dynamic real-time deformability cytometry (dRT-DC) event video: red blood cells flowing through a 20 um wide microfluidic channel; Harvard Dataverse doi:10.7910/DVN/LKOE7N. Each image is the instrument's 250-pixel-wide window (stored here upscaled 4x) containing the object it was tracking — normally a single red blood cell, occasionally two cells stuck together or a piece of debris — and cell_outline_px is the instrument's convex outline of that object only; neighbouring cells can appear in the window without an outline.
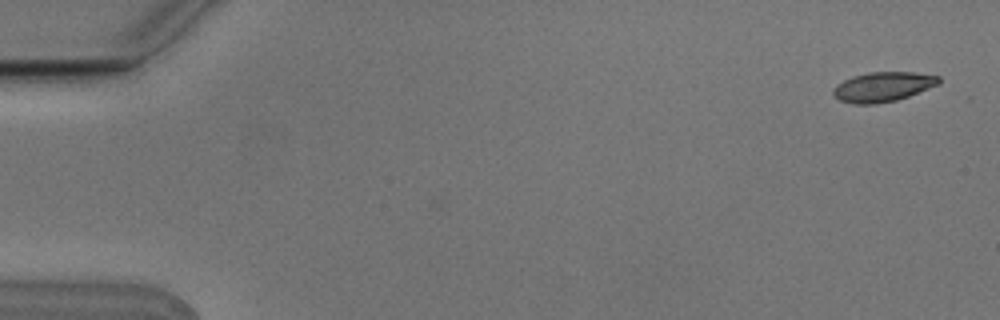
{"species": "Egyptian fruit bat (a non-hibernating species)", "species_latin": "Rousettus aegyptiacus", "temperature_condition": "cold", "stored_images_in_passage": 7, "camera_frame_rate_fps": 3000, "um_per_image_px": 0.085, "animal": {"sex": "male"}, "frame": {"image": 1, "passage_image": 1, "time_ms": 0.0, "image_size_px": [1000, 320], "cell_outline_px": [[940, 84], [908, 96], [896, 100], [876, 104], [856, 104], [840, 100], [832, 96], [832, 88], [836, 84], [852, 76], [868, 72], [912, 72], [940, 76]], "centroid_in_image_um": [75.02, 7.37], "position_along_channel_um": 10.0, "area_um2": 18.38}}